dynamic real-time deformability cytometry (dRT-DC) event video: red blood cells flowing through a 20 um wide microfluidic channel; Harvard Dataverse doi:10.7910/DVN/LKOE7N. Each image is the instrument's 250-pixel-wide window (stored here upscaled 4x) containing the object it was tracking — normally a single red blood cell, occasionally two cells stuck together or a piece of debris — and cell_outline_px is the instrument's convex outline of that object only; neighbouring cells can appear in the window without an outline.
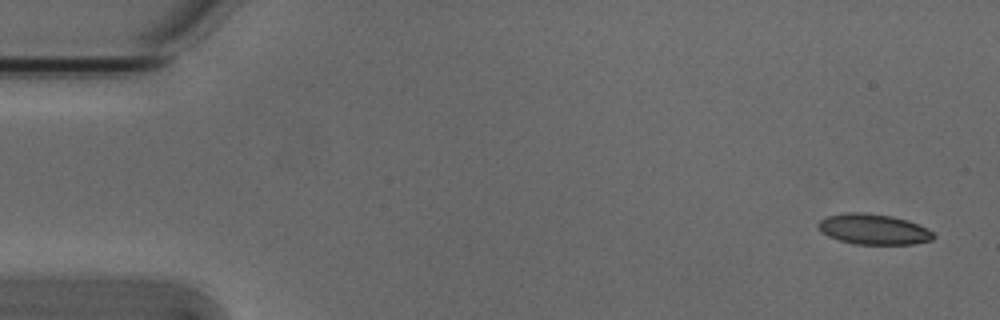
{"species": "Egyptian fruit bat (a non-hibernating species)", "species_latin": "Rousettus aegyptiacus", "temperature_condition": "cold", "stored_images_in_passage": 6, "camera_frame_rate_fps": 3000, "um_per_image_px": 0.085, "animal": {"sex": "male"}, "frame": {"image": 1, "passage_image": 1, "time_ms": 0.0, "image_size_px": [1000, 320], "cell_outline_px": [[936, 236], [932, 240], [912, 244], [856, 244], [840, 240], [828, 236], [816, 224], [820, 220], [828, 216], [848, 212], [864, 212], [892, 216], [908, 220], [932, 232]], "centroid_in_image_um": [74.25, 19.48], "position_along_channel_um": 10.7, "area_um2": 20.23}}
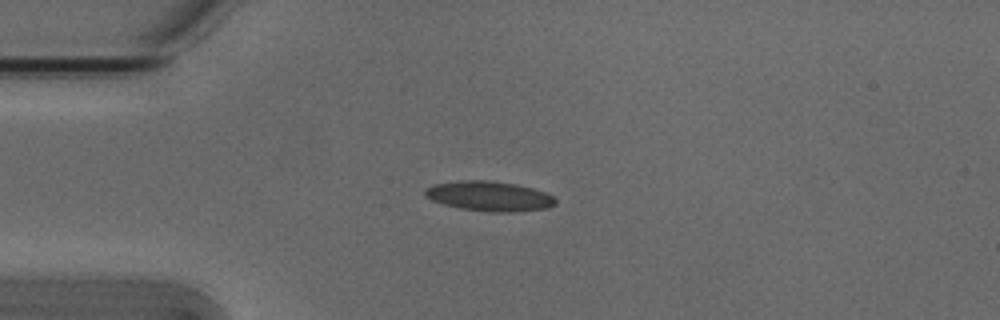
{"frame": {"image": 2, "passage_image": 4, "time_ms": 1.0, "image_size_px": [1000, 320], "cell_outline_px": [[556, 204], [548, 208], [516, 212], [488, 212], [460, 208], [444, 204], [432, 200], [424, 196], [424, 188], [432, 184], [460, 180], [488, 180], [516, 184], [532, 188], [544, 192], [552, 196], [556, 200]], "centroid_in_image_um": [41.56, 16.67], "position_along_channel_um": 43.4, "area_um2": 22.89}}